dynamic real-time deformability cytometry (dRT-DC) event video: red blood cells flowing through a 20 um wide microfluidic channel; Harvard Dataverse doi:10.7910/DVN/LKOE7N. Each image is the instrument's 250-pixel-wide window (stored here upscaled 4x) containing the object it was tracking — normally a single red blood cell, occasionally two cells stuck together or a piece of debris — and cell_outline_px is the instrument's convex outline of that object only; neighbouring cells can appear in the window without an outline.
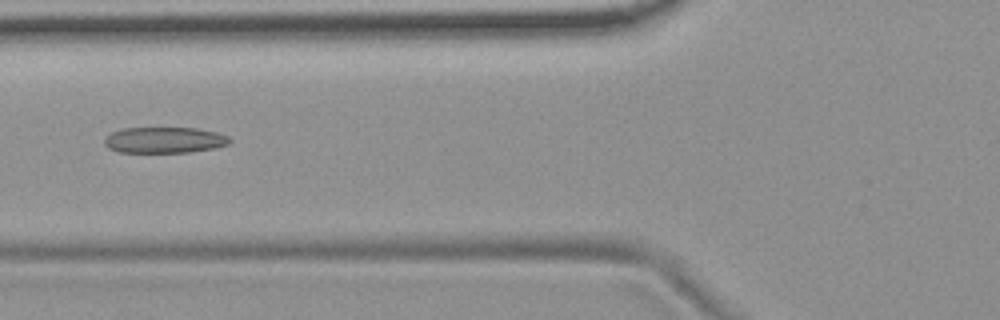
{"species": "common noctule bat (a hibernating species)", "species_latin": "Nyctalus noctula", "temperature_condition": "room temperature", "stored_images_in_passage": 2, "camera_frame_rate_fps": 3000, "um_per_image_px": 0.085, "animal": {"sex": "female", "body_mass_g": 19.9}, "frame": {"image": 1, "passage_image": 2, "time_ms": 1.0, "image_size_px": [1000, 320], "cell_outline_px": [[232, 140], [228, 144], [216, 148], [188, 152], [120, 152], [108, 148], [104, 144], [104, 140], [112, 132], [124, 128], [196, 128], [216, 132], [228, 136]], "centroid_in_image_um": [14.0, 11.9], "position_along_channel_um": 111.8, "area_um2": 18.9}}